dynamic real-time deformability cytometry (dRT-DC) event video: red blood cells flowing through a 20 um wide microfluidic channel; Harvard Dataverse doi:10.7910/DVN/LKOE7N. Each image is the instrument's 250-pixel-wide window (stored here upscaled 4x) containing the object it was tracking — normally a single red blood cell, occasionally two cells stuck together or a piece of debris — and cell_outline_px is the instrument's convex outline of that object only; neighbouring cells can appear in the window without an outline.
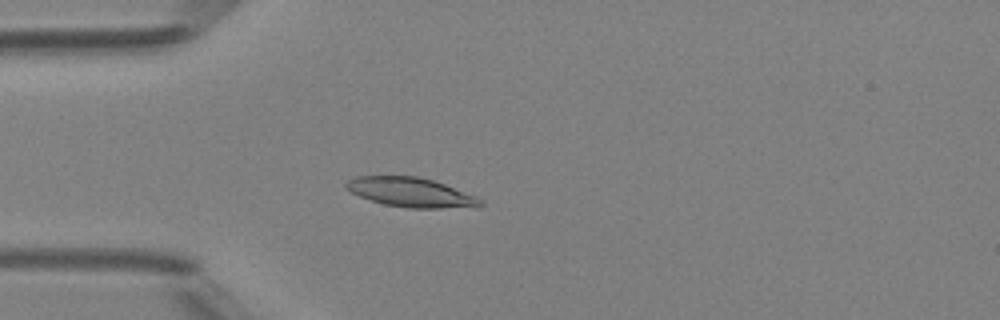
{"species": "Egyptian fruit bat (a non-hibernating species)", "species_latin": "Rousettus aegyptiacus", "temperature_condition": "room temperature", "stored_images_in_passage": 49, "camera_frame_rate_fps": 3000, "um_per_image_px": 0.085, "animal": {"sex": "female"}, "frame": {"image": 1, "passage_image": 14, "time_ms": 4.333, "image_size_px": [1000, 320], "cell_outline_px": [[484, 204], [480, 208], [408, 208], [384, 204], [360, 196], [344, 188], [344, 184], [348, 180], [356, 176], [416, 176], [432, 180], [444, 184], [476, 196]], "centroid_in_image_um": [34.95, 16.36], "position_along_channel_um": 50.0, "area_um2": 23.06}}
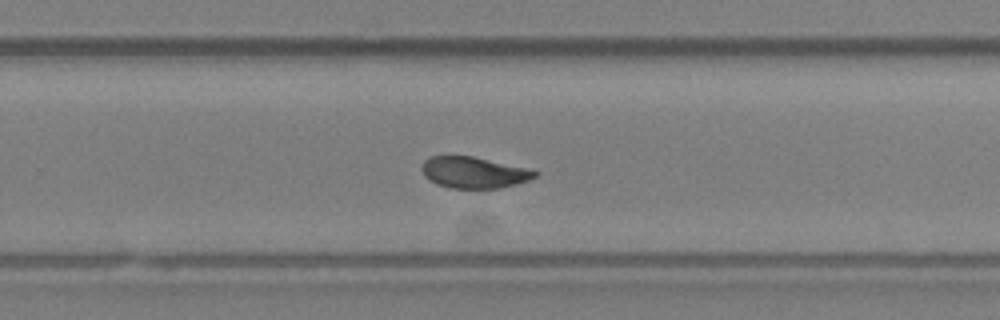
{"frame": {"image": 2, "passage_image": 32, "time_ms": 10.333, "image_size_px": [1000, 320], "cell_outline_px": [[540, 172], [536, 176], [528, 180], [516, 184], [500, 188], [452, 188], [436, 184], [428, 180], [424, 176], [420, 168], [424, 160], [428, 156], [472, 156], [532, 168]], "centroid_in_image_um": [40.29, 14.65], "position_along_channel_um": 289.5, "area_um2": 20.98}}
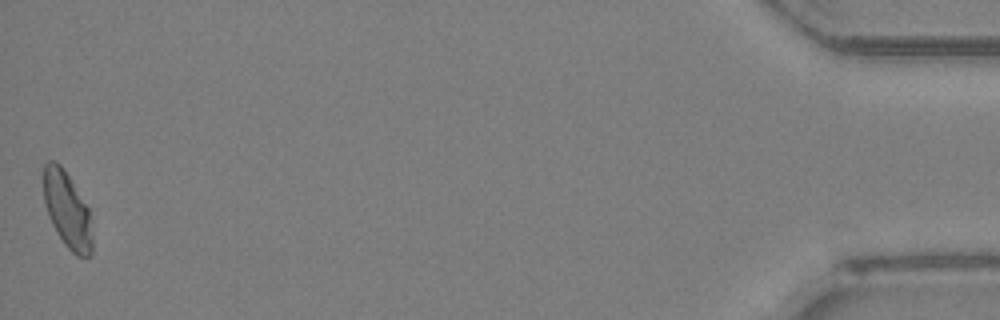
{"frame": {"image": 3, "passage_image": 49, "time_ms": 16.0, "image_size_px": [1000, 320], "cell_outline_px": [[92, 252], [88, 256], [76, 256], [64, 244], [52, 224], [48, 216], [44, 200], [44, 164], [48, 160], [52, 160], [60, 164], [68, 176], [88, 208], [92, 236]], "centroid_in_image_um": [5.7, 17.86], "position_along_channel_um": 429.5, "area_um2": 21.21}, "authors_computed_cell_mechanics": {"area_um2": 21.675, "velocity_mm_per_s": 4.1917, "shape_relaxation_time_tau1_ms": 4.8534, "shape_relaxation_time_tau2_ms": 1.5061, "deformation_change_tau1": 0.1341, "deformation_change_tau2": 0.0472}}